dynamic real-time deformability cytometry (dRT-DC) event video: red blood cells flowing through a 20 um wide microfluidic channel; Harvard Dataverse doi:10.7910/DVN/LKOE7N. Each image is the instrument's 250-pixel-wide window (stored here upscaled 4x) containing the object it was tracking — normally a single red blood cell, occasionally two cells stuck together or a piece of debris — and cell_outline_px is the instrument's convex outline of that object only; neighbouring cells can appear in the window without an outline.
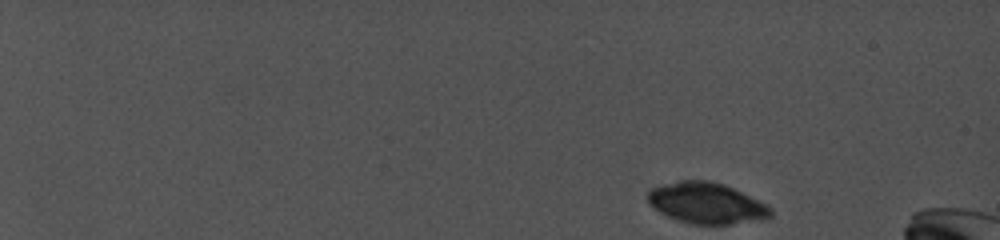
{"species": "common noctule bat (a hibernating species)", "species_latin": "Nyctalus noctula", "temperature_condition": "cold", "stored_images_in_passage": 18, "camera_frame_rate_fps": 5000, "um_per_image_px": 0.085, "animal": {"sex": "female", "body_mass_g": 19.0, "forearm_length_mm": 56.7}, "frame": {"image": 1, "passage_image": 1, "time_ms": 0.0, "image_size_px": [1000, 240], "cell_outline_px": [[772, 216], [764, 220], [732, 224], [692, 224], [668, 216], [652, 208], [648, 204], [648, 192], [652, 188], [664, 184], [680, 180], [708, 180], [724, 184], [772, 208]], "centroid_in_image_um": [60.04, 17.27], "position_along_channel_um": 25.0, "area_um2": 29.19}}